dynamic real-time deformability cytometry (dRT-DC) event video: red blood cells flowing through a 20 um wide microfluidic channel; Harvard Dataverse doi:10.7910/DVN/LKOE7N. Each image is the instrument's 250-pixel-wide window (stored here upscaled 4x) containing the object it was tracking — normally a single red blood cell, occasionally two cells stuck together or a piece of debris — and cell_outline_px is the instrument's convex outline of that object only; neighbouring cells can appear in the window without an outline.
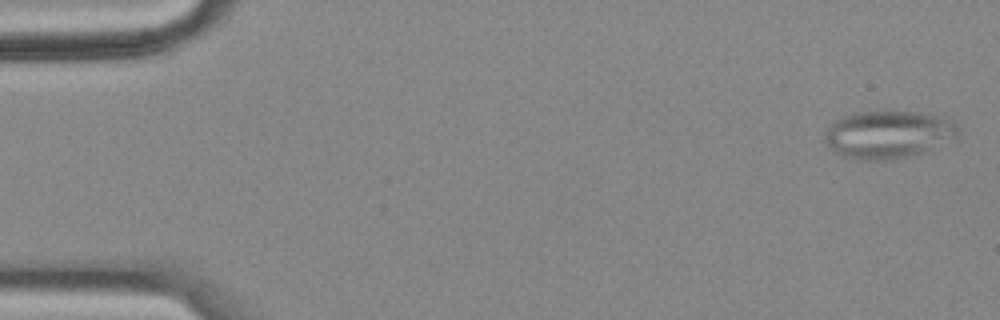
{"species": "common noctule bat (a hibernating species)", "species_latin": "Nyctalus noctula", "temperature_condition": "cold", "stored_images_in_passage": 57, "camera_frame_rate_fps": 3000, "um_per_image_px": 0.085, "animal": {"sex": "female", "body_mass_g": 18.4}, "frame": {"image": 1, "passage_image": 2, "time_ms": 0.333, "image_size_px": [1000, 320], "cell_outline_px": [[956, 136], [924, 152], [912, 156], [884, 160], [860, 160], [844, 156], [836, 152], [824, 140], [824, 132], [836, 120], [844, 116], [856, 112], [912, 112], [952, 120], [956, 124]], "centroid_in_image_um": [75.44, 11.45], "position_along_channel_um": 9.6, "area_um2": 36.18}}
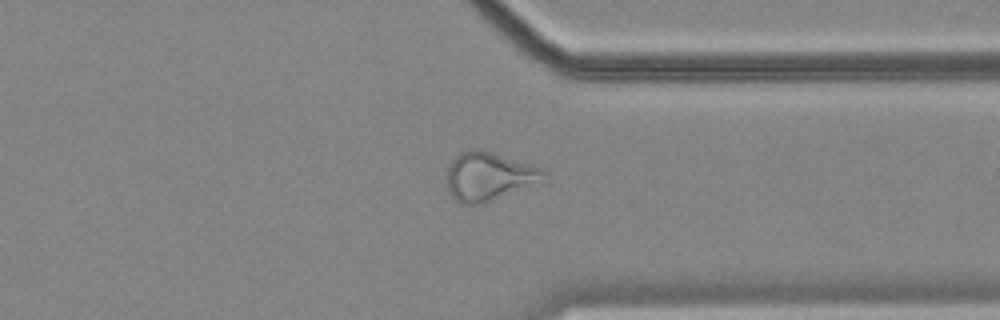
{"frame": {"image": 2, "passage_image": 44, "time_ms": 14.333, "image_size_px": [1000, 320], "cell_outline_px": [[548, 180], [544, 184], [480, 204], [460, 204], [448, 192], [448, 164], [460, 152], [468, 148], [484, 148], [544, 168], [548, 172]], "centroid_in_image_um": [41.68, 14.97], "position_along_channel_um": 369.7, "area_um2": 28.73}}
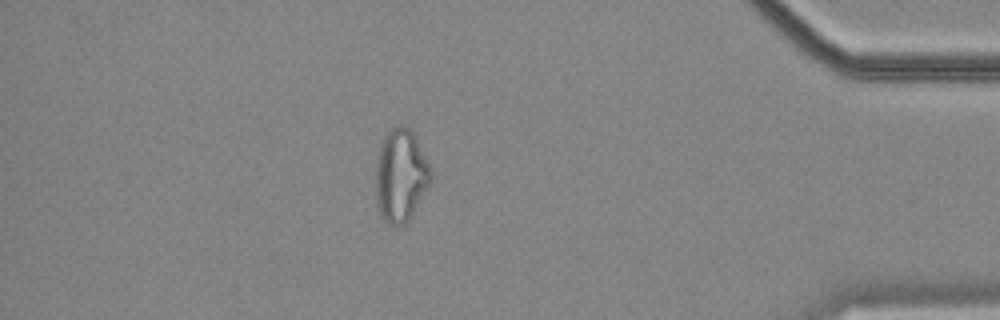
{"frame": {"image": 3, "passage_image": 50, "time_ms": 16.333, "image_size_px": [1000, 320], "cell_outline_px": [[432, 180], [408, 220], [404, 224], [388, 224], [380, 216], [376, 204], [376, 160], [380, 144], [388, 128], [400, 124], [404, 124], [412, 132], [428, 164], [432, 176]], "centroid_in_image_um": [34.02, 14.9], "position_along_channel_um": 401.2, "area_um2": 29.59}, "authors_computed_cell_mechanics": {"area_um2": 29.5936, "velocity_mm_per_s": 3.5069, "shape_relaxation_time_tau1_ms": null, "shape_relaxation_time_tau2_ms": 3.1286, "deformation_change_tau1": null, "deformation_change_tau2": 0.1201}}